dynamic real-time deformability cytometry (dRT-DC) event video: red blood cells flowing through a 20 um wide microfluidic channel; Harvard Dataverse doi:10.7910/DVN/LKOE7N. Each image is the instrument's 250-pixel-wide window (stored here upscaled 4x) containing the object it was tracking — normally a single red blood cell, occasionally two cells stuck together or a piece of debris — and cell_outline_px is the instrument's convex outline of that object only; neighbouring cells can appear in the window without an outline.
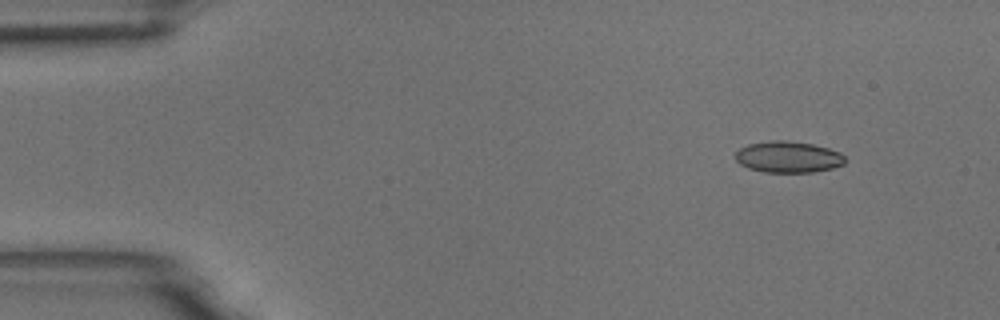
{"species": "common noctule bat (a hibernating species)", "species_latin": "Nyctalus noctula", "temperature_condition": "room temperature", "stored_images_in_passage": 5, "segment_of_instrument_passage": [1, 2], "camera_frame_rate_fps": 3000, "um_per_image_px": 0.085, "animal": {"sex": "male", "body_mass_g": 18.8}, "frame": {"image": 1, "passage_image": 1, "time_ms": 0.0, "image_size_px": [1000, 320], "cell_outline_px": [[844, 164], [832, 168], [812, 172], [764, 172], [748, 168], [740, 164], [736, 160], [736, 152], [740, 148], [748, 144], [772, 140], [784, 140], [812, 144], [828, 148], [840, 152], [844, 156]], "centroid_in_image_um": [66.98, 13.34], "position_along_channel_um": 18.0, "area_um2": 19.94}}